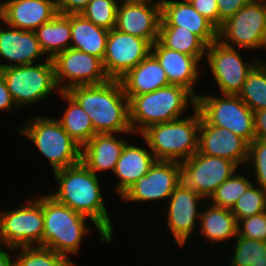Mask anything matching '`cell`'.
<instances>
[{
  "label": "cell",
  "mask_w": 266,
  "mask_h": 266,
  "mask_svg": "<svg viewBox=\"0 0 266 266\" xmlns=\"http://www.w3.org/2000/svg\"><path fill=\"white\" fill-rule=\"evenodd\" d=\"M127 140L116 138L113 133L95 134L81 151V162L95 175L112 170L120 158Z\"/></svg>",
  "instance_id": "cb8c5ba5"
},
{
  "label": "cell",
  "mask_w": 266,
  "mask_h": 266,
  "mask_svg": "<svg viewBox=\"0 0 266 266\" xmlns=\"http://www.w3.org/2000/svg\"><path fill=\"white\" fill-rule=\"evenodd\" d=\"M238 96L252 111L266 109V70L256 64Z\"/></svg>",
  "instance_id": "4dcf8cb0"
},
{
  "label": "cell",
  "mask_w": 266,
  "mask_h": 266,
  "mask_svg": "<svg viewBox=\"0 0 266 266\" xmlns=\"http://www.w3.org/2000/svg\"><path fill=\"white\" fill-rule=\"evenodd\" d=\"M37 201L42 205L44 214V233L40 246L50 248L73 262L68 253H78L83 236L90 232L85 224L89 217L73 211L50 195L42 196Z\"/></svg>",
  "instance_id": "5b68a950"
},
{
  "label": "cell",
  "mask_w": 266,
  "mask_h": 266,
  "mask_svg": "<svg viewBox=\"0 0 266 266\" xmlns=\"http://www.w3.org/2000/svg\"><path fill=\"white\" fill-rule=\"evenodd\" d=\"M66 92L91 118L97 134L133 133L129 121V99L120 80L74 86Z\"/></svg>",
  "instance_id": "7a4b0ae2"
},
{
  "label": "cell",
  "mask_w": 266,
  "mask_h": 266,
  "mask_svg": "<svg viewBox=\"0 0 266 266\" xmlns=\"http://www.w3.org/2000/svg\"><path fill=\"white\" fill-rule=\"evenodd\" d=\"M250 179L236 172L211 195L212 205L232 209L239 197L252 184Z\"/></svg>",
  "instance_id": "d6a6232c"
},
{
  "label": "cell",
  "mask_w": 266,
  "mask_h": 266,
  "mask_svg": "<svg viewBox=\"0 0 266 266\" xmlns=\"http://www.w3.org/2000/svg\"><path fill=\"white\" fill-rule=\"evenodd\" d=\"M188 102L196 107V97L185 87L168 85L129 100V121L133 133L141 134L148 127L181 118Z\"/></svg>",
  "instance_id": "3957f363"
},
{
  "label": "cell",
  "mask_w": 266,
  "mask_h": 266,
  "mask_svg": "<svg viewBox=\"0 0 266 266\" xmlns=\"http://www.w3.org/2000/svg\"><path fill=\"white\" fill-rule=\"evenodd\" d=\"M44 233L42 205L36 200L17 209L0 212V244L8 249L23 246H40Z\"/></svg>",
  "instance_id": "9c48e42d"
},
{
  "label": "cell",
  "mask_w": 266,
  "mask_h": 266,
  "mask_svg": "<svg viewBox=\"0 0 266 266\" xmlns=\"http://www.w3.org/2000/svg\"><path fill=\"white\" fill-rule=\"evenodd\" d=\"M33 119L17 131L35 144L50 162L53 172L81 162L82 147L70 137L56 118L35 116Z\"/></svg>",
  "instance_id": "8992f818"
},
{
  "label": "cell",
  "mask_w": 266,
  "mask_h": 266,
  "mask_svg": "<svg viewBox=\"0 0 266 266\" xmlns=\"http://www.w3.org/2000/svg\"><path fill=\"white\" fill-rule=\"evenodd\" d=\"M16 107L17 106L15 105V102L8 90L6 81L0 73V112H3V110L10 111V109H16Z\"/></svg>",
  "instance_id": "b9f144b4"
},
{
  "label": "cell",
  "mask_w": 266,
  "mask_h": 266,
  "mask_svg": "<svg viewBox=\"0 0 266 266\" xmlns=\"http://www.w3.org/2000/svg\"><path fill=\"white\" fill-rule=\"evenodd\" d=\"M68 107L60 119H56L70 137L83 147L95 134L91 118L85 110L66 92H59Z\"/></svg>",
  "instance_id": "f1b7e54d"
},
{
  "label": "cell",
  "mask_w": 266,
  "mask_h": 266,
  "mask_svg": "<svg viewBox=\"0 0 266 266\" xmlns=\"http://www.w3.org/2000/svg\"><path fill=\"white\" fill-rule=\"evenodd\" d=\"M15 257V266H68L71 262L63 255L43 246H23Z\"/></svg>",
  "instance_id": "1f68e13d"
},
{
  "label": "cell",
  "mask_w": 266,
  "mask_h": 266,
  "mask_svg": "<svg viewBox=\"0 0 266 266\" xmlns=\"http://www.w3.org/2000/svg\"><path fill=\"white\" fill-rule=\"evenodd\" d=\"M161 1L160 26H178L199 36L207 45L218 39V28L199 14L191 3L174 0Z\"/></svg>",
  "instance_id": "ffe728a7"
},
{
  "label": "cell",
  "mask_w": 266,
  "mask_h": 266,
  "mask_svg": "<svg viewBox=\"0 0 266 266\" xmlns=\"http://www.w3.org/2000/svg\"><path fill=\"white\" fill-rule=\"evenodd\" d=\"M0 266H15V260H12L9 253L2 249H0Z\"/></svg>",
  "instance_id": "ee69618b"
},
{
  "label": "cell",
  "mask_w": 266,
  "mask_h": 266,
  "mask_svg": "<svg viewBox=\"0 0 266 266\" xmlns=\"http://www.w3.org/2000/svg\"><path fill=\"white\" fill-rule=\"evenodd\" d=\"M7 26L8 28H0V56L12 64H0V69L33 64L41 55H45L34 31Z\"/></svg>",
  "instance_id": "44dd1931"
},
{
  "label": "cell",
  "mask_w": 266,
  "mask_h": 266,
  "mask_svg": "<svg viewBox=\"0 0 266 266\" xmlns=\"http://www.w3.org/2000/svg\"><path fill=\"white\" fill-rule=\"evenodd\" d=\"M52 62L59 92L74 86L98 85L109 80L100 58L73 48L56 54ZM64 79L68 82L63 86Z\"/></svg>",
  "instance_id": "7c38bea8"
},
{
  "label": "cell",
  "mask_w": 266,
  "mask_h": 266,
  "mask_svg": "<svg viewBox=\"0 0 266 266\" xmlns=\"http://www.w3.org/2000/svg\"><path fill=\"white\" fill-rule=\"evenodd\" d=\"M68 266H75V265L73 264V262H71Z\"/></svg>",
  "instance_id": "f907efd6"
},
{
  "label": "cell",
  "mask_w": 266,
  "mask_h": 266,
  "mask_svg": "<svg viewBox=\"0 0 266 266\" xmlns=\"http://www.w3.org/2000/svg\"><path fill=\"white\" fill-rule=\"evenodd\" d=\"M152 44L146 39L117 30H109L106 52L102 60L109 79L119 80L151 53Z\"/></svg>",
  "instance_id": "5bb4252c"
},
{
  "label": "cell",
  "mask_w": 266,
  "mask_h": 266,
  "mask_svg": "<svg viewBox=\"0 0 266 266\" xmlns=\"http://www.w3.org/2000/svg\"><path fill=\"white\" fill-rule=\"evenodd\" d=\"M233 258L230 266H252L253 263L266 262V242L235 237Z\"/></svg>",
  "instance_id": "e575fe53"
},
{
  "label": "cell",
  "mask_w": 266,
  "mask_h": 266,
  "mask_svg": "<svg viewBox=\"0 0 266 266\" xmlns=\"http://www.w3.org/2000/svg\"><path fill=\"white\" fill-rule=\"evenodd\" d=\"M265 33L266 4L250 1L222 24L218 29V40L230 47L233 42L239 49L255 50L261 48Z\"/></svg>",
  "instance_id": "30bf717a"
},
{
  "label": "cell",
  "mask_w": 266,
  "mask_h": 266,
  "mask_svg": "<svg viewBox=\"0 0 266 266\" xmlns=\"http://www.w3.org/2000/svg\"><path fill=\"white\" fill-rule=\"evenodd\" d=\"M151 53L166 72L169 84L179 85L189 90L195 97L194 84L200 75L199 61L190 55L164 47L158 40L152 44Z\"/></svg>",
  "instance_id": "7402d4cb"
},
{
  "label": "cell",
  "mask_w": 266,
  "mask_h": 266,
  "mask_svg": "<svg viewBox=\"0 0 266 266\" xmlns=\"http://www.w3.org/2000/svg\"><path fill=\"white\" fill-rule=\"evenodd\" d=\"M238 236L266 242V211L240 220Z\"/></svg>",
  "instance_id": "74e56055"
},
{
  "label": "cell",
  "mask_w": 266,
  "mask_h": 266,
  "mask_svg": "<svg viewBox=\"0 0 266 266\" xmlns=\"http://www.w3.org/2000/svg\"><path fill=\"white\" fill-rule=\"evenodd\" d=\"M252 2L264 3L266 4V0H251Z\"/></svg>",
  "instance_id": "7dc6e473"
},
{
  "label": "cell",
  "mask_w": 266,
  "mask_h": 266,
  "mask_svg": "<svg viewBox=\"0 0 266 266\" xmlns=\"http://www.w3.org/2000/svg\"><path fill=\"white\" fill-rule=\"evenodd\" d=\"M200 199L204 198L182 181L170 195L166 221L179 246L185 245L200 217Z\"/></svg>",
  "instance_id": "e0dca14e"
},
{
  "label": "cell",
  "mask_w": 266,
  "mask_h": 266,
  "mask_svg": "<svg viewBox=\"0 0 266 266\" xmlns=\"http://www.w3.org/2000/svg\"><path fill=\"white\" fill-rule=\"evenodd\" d=\"M158 41L166 48L195 57L199 62L206 55L207 44L188 29L160 26Z\"/></svg>",
  "instance_id": "f546056e"
},
{
  "label": "cell",
  "mask_w": 266,
  "mask_h": 266,
  "mask_svg": "<svg viewBox=\"0 0 266 266\" xmlns=\"http://www.w3.org/2000/svg\"><path fill=\"white\" fill-rule=\"evenodd\" d=\"M191 5L219 29V12L216 0H194Z\"/></svg>",
  "instance_id": "f35d334b"
},
{
  "label": "cell",
  "mask_w": 266,
  "mask_h": 266,
  "mask_svg": "<svg viewBox=\"0 0 266 266\" xmlns=\"http://www.w3.org/2000/svg\"><path fill=\"white\" fill-rule=\"evenodd\" d=\"M91 0H56L58 14H81Z\"/></svg>",
  "instance_id": "60d3db41"
},
{
  "label": "cell",
  "mask_w": 266,
  "mask_h": 266,
  "mask_svg": "<svg viewBox=\"0 0 266 266\" xmlns=\"http://www.w3.org/2000/svg\"><path fill=\"white\" fill-rule=\"evenodd\" d=\"M239 50L224 45L218 39L207 46L206 59L221 94L238 95L247 75L256 65L255 59L248 64L243 62Z\"/></svg>",
  "instance_id": "4fadbf2b"
},
{
  "label": "cell",
  "mask_w": 266,
  "mask_h": 266,
  "mask_svg": "<svg viewBox=\"0 0 266 266\" xmlns=\"http://www.w3.org/2000/svg\"><path fill=\"white\" fill-rule=\"evenodd\" d=\"M36 38L47 58L71 48V14L55 15L35 31Z\"/></svg>",
  "instance_id": "4316f807"
},
{
  "label": "cell",
  "mask_w": 266,
  "mask_h": 266,
  "mask_svg": "<svg viewBox=\"0 0 266 266\" xmlns=\"http://www.w3.org/2000/svg\"><path fill=\"white\" fill-rule=\"evenodd\" d=\"M149 150L126 143L116 163L114 174L119 177L116 191L121 196L140 177L148 173L156 159Z\"/></svg>",
  "instance_id": "d4e9b609"
},
{
  "label": "cell",
  "mask_w": 266,
  "mask_h": 266,
  "mask_svg": "<svg viewBox=\"0 0 266 266\" xmlns=\"http://www.w3.org/2000/svg\"><path fill=\"white\" fill-rule=\"evenodd\" d=\"M155 124L141 133L156 161L184 162L198 151L201 114Z\"/></svg>",
  "instance_id": "277c9868"
},
{
  "label": "cell",
  "mask_w": 266,
  "mask_h": 266,
  "mask_svg": "<svg viewBox=\"0 0 266 266\" xmlns=\"http://www.w3.org/2000/svg\"><path fill=\"white\" fill-rule=\"evenodd\" d=\"M117 0H91L81 14L96 26L107 30L116 27Z\"/></svg>",
  "instance_id": "d590c367"
},
{
  "label": "cell",
  "mask_w": 266,
  "mask_h": 266,
  "mask_svg": "<svg viewBox=\"0 0 266 266\" xmlns=\"http://www.w3.org/2000/svg\"><path fill=\"white\" fill-rule=\"evenodd\" d=\"M196 108L210 125L226 128L250 144L255 139L254 113L238 95H198Z\"/></svg>",
  "instance_id": "ba28073f"
},
{
  "label": "cell",
  "mask_w": 266,
  "mask_h": 266,
  "mask_svg": "<svg viewBox=\"0 0 266 266\" xmlns=\"http://www.w3.org/2000/svg\"><path fill=\"white\" fill-rule=\"evenodd\" d=\"M0 73L17 108L39 102L55 89L59 91L50 58L39 64L8 66L0 69Z\"/></svg>",
  "instance_id": "52a82bcc"
},
{
  "label": "cell",
  "mask_w": 266,
  "mask_h": 266,
  "mask_svg": "<svg viewBox=\"0 0 266 266\" xmlns=\"http://www.w3.org/2000/svg\"><path fill=\"white\" fill-rule=\"evenodd\" d=\"M252 266H266V262L253 263Z\"/></svg>",
  "instance_id": "bcb514c9"
},
{
  "label": "cell",
  "mask_w": 266,
  "mask_h": 266,
  "mask_svg": "<svg viewBox=\"0 0 266 266\" xmlns=\"http://www.w3.org/2000/svg\"><path fill=\"white\" fill-rule=\"evenodd\" d=\"M261 47H262L263 49H264V48L266 49V33H265V35H264V39L262 40ZM256 64H257L259 67H261V68H263V69L266 70V64L263 63L262 61H260V60H256Z\"/></svg>",
  "instance_id": "f6af8a7d"
},
{
  "label": "cell",
  "mask_w": 266,
  "mask_h": 266,
  "mask_svg": "<svg viewBox=\"0 0 266 266\" xmlns=\"http://www.w3.org/2000/svg\"><path fill=\"white\" fill-rule=\"evenodd\" d=\"M123 1H148V0H123Z\"/></svg>",
  "instance_id": "681fc988"
},
{
  "label": "cell",
  "mask_w": 266,
  "mask_h": 266,
  "mask_svg": "<svg viewBox=\"0 0 266 266\" xmlns=\"http://www.w3.org/2000/svg\"><path fill=\"white\" fill-rule=\"evenodd\" d=\"M180 164L182 182L205 199L239 169L229 159L199 152Z\"/></svg>",
  "instance_id": "8fae6325"
},
{
  "label": "cell",
  "mask_w": 266,
  "mask_h": 266,
  "mask_svg": "<svg viewBox=\"0 0 266 266\" xmlns=\"http://www.w3.org/2000/svg\"><path fill=\"white\" fill-rule=\"evenodd\" d=\"M194 0H182V2L191 3Z\"/></svg>",
  "instance_id": "c3c4849f"
},
{
  "label": "cell",
  "mask_w": 266,
  "mask_h": 266,
  "mask_svg": "<svg viewBox=\"0 0 266 266\" xmlns=\"http://www.w3.org/2000/svg\"><path fill=\"white\" fill-rule=\"evenodd\" d=\"M57 15L56 0H8L0 2V20L21 30L35 31Z\"/></svg>",
  "instance_id": "d6986e66"
},
{
  "label": "cell",
  "mask_w": 266,
  "mask_h": 266,
  "mask_svg": "<svg viewBox=\"0 0 266 266\" xmlns=\"http://www.w3.org/2000/svg\"><path fill=\"white\" fill-rule=\"evenodd\" d=\"M251 0H216L219 12V28Z\"/></svg>",
  "instance_id": "ab89813d"
},
{
  "label": "cell",
  "mask_w": 266,
  "mask_h": 266,
  "mask_svg": "<svg viewBox=\"0 0 266 266\" xmlns=\"http://www.w3.org/2000/svg\"><path fill=\"white\" fill-rule=\"evenodd\" d=\"M249 144L226 128L208 124L201 117L198 132V151L201 154L222 157L238 166L248 160Z\"/></svg>",
  "instance_id": "ac0fdd59"
},
{
  "label": "cell",
  "mask_w": 266,
  "mask_h": 266,
  "mask_svg": "<svg viewBox=\"0 0 266 266\" xmlns=\"http://www.w3.org/2000/svg\"><path fill=\"white\" fill-rule=\"evenodd\" d=\"M153 1H121L115 28L153 44L158 40L161 21V1Z\"/></svg>",
  "instance_id": "2e32d148"
},
{
  "label": "cell",
  "mask_w": 266,
  "mask_h": 266,
  "mask_svg": "<svg viewBox=\"0 0 266 266\" xmlns=\"http://www.w3.org/2000/svg\"><path fill=\"white\" fill-rule=\"evenodd\" d=\"M119 80L129 100L133 96L150 93L170 85L166 72L152 53Z\"/></svg>",
  "instance_id": "603a6c76"
},
{
  "label": "cell",
  "mask_w": 266,
  "mask_h": 266,
  "mask_svg": "<svg viewBox=\"0 0 266 266\" xmlns=\"http://www.w3.org/2000/svg\"><path fill=\"white\" fill-rule=\"evenodd\" d=\"M109 30L96 26L82 14H71V48L103 60Z\"/></svg>",
  "instance_id": "484cf974"
},
{
  "label": "cell",
  "mask_w": 266,
  "mask_h": 266,
  "mask_svg": "<svg viewBox=\"0 0 266 266\" xmlns=\"http://www.w3.org/2000/svg\"><path fill=\"white\" fill-rule=\"evenodd\" d=\"M181 181L179 162L155 161L148 173L140 177L120 198L131 202L169 199Z\"/></svg>",
  "instance_id": "9a60e30c"
},
{
  "label": "cell",
  "mask_w": 266,
  "mask_h": 266,
  "mask_svg": "<svg viewBox=\"0 0 266 266\" xmlns=\"http://www.w3.org/2000/svg\"><path fill=\"white\" fill-rule=\"evenodd\" d=\"M209 205V207H206L208 209L200 211V232L213 245L214 242L223 243V241H227L229 238L236 237L238 235V221L231 212V209L214 206L210 203Z\"/></svg>",
  "instance_id": "83f0119b"
},
{
  "label": "cell",
  "mask_w": 266,
  "mask_h": 266,
  "mask_svg": "<svg viewBox=\"0 0 266 266\" xmlns=\"http://www.w3.org/2000/svg\"><path fill=\"white\" fill-rule=\"evenodd\" d=\"M255 139L266 140V109L253 111Z\"/></svg>",
  "instance_id": "7bdbcfd3"
},
{
  "label": "cell",
  "mask_w": 266,
  "mask_h": 266,
  "mask_svg": "<svg viewBox=\"0 0 266 266\" xmlns=\"http://www.w3.org/2000/svg\"><path fill=\"white\" fill-rule=\"evenodd\" d=\"M58 183L55 200L91 219L101 234V241L109 243L113 237L111 218L105 208L98 175L82 162L53 172Z\"/></svg>",
  "instance_id": "6da1fadb"
},
{
  "label": "cell",
  "mask_w": 266,
  "mask_h": 266,
  "mask_svg": "<svg viewBox=\"0 0 266 266\" xmlns=\"http://www.w3.org/2000/svg\"><path fill=\"white\" fill-rule=\"evenodd\" d=\"M248 161L254 162L255 184L266 189V140L254 139L249 144Z\"/></svg>",
  "instance_id": "8d00e7d4"
},
{
  "label": "cell",
  "mask_w": 266,
  "mask_h": 266,
  "mask_svg": "<svg viewBox=\"0 0 266 266\" xmlns=\"http://www.w3.org/2000/svg\"><path fill=\"white\" fill-rule=\"evenodd\" d=\"M254 185L247 188L231 209L238 222L266 211V189Z\"/></svg>",
  "instance_id": "836d02e7"
}]
</instances>
